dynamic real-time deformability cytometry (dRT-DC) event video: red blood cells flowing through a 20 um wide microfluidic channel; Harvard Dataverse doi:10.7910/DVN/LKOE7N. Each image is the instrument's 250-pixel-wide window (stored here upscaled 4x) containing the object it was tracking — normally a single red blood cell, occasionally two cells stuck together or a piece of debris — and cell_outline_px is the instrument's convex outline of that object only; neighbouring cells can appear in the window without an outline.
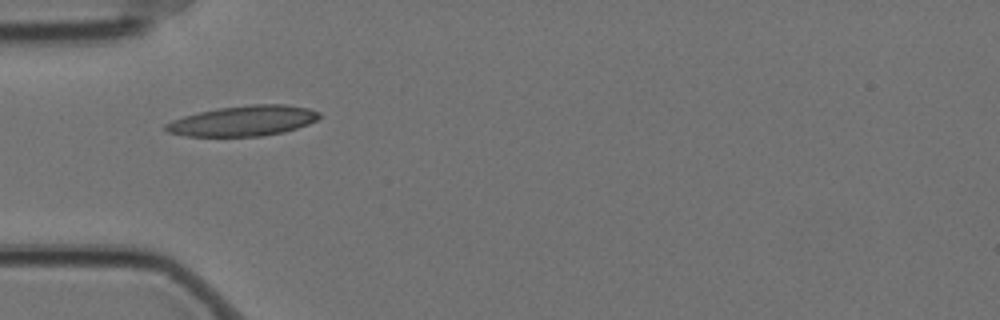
{"species": "Egyptian fruit bat (a non-hibernating species)", "species_latin": "Rousettus aegyptiacus", "temperature_condition": "cold", "stored_images_in_passage": 2, "camera_frame_rate_fps": 3000, "um_per_image_px": 0.085, "animal": {"sex": "female"}, "frame": {"image": 1, "passage_image": 1, "time_ms": 0.0, "image_size_px": [1000, 320], "cell_outline_px": [[320, 116], [316, 120], [308, 124], [284, 132], [260, 136], [188, 136], [168, 132], [164, 128], [164, 124], [172, 120], [184, 116], [200, 112], [220, 108], [252, 104], [288, 104], [308, 108], [320, 112]], "centroid_in_image_um": [20.69, 10.27], "position_along_channel_um": 64.3, "area_um2": 26.99}}
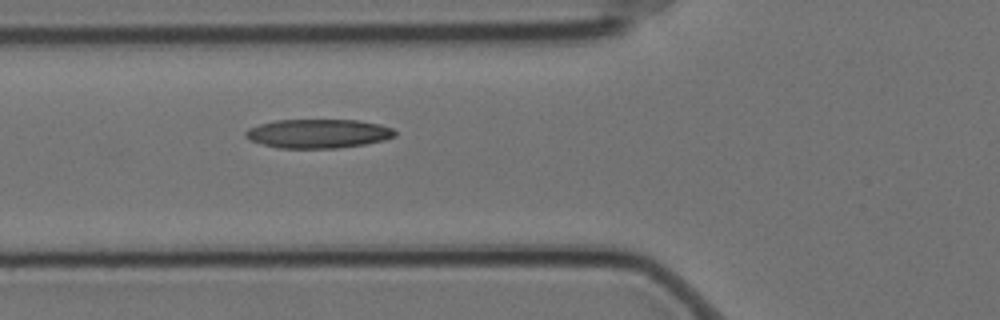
{"frame": {"image": 2, "passage_image": 2, "time_ms": 0.333, "image_size_px": [1000, 320], "cell_outline_px": [[396, 136], [384, 140], [364, 144], [336, 148], [280, 148], [260, 144], [248, 140], [244, 136], [244, 132], [248, 128], [260, 124], [276, 120], [360, 120], [380, 124], [392, 128], [396, 132]], "centroid_in_image_um": [27.02, 11.35], "position_along_channel_um": 98.8, "area_um2": 25.37}}